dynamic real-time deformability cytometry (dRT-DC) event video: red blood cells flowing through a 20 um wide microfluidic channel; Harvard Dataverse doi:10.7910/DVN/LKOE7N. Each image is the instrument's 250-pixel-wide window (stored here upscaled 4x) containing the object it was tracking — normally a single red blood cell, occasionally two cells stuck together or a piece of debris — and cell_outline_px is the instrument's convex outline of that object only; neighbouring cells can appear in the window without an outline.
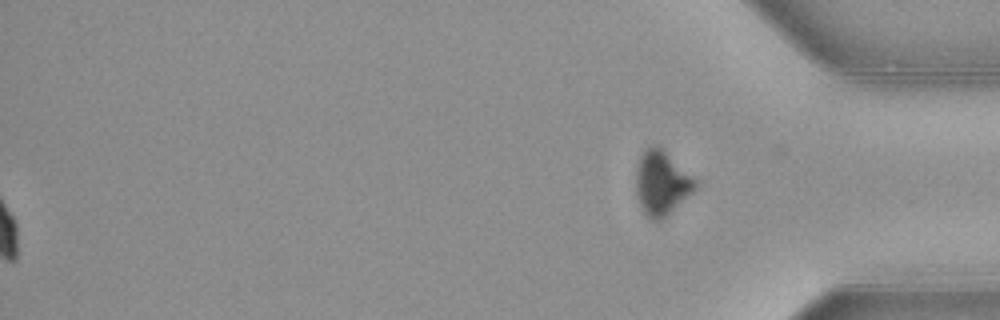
{"species": "common noctule bat (a hibernating species)", "species_latin": "Nyctalus noctula", "temperature_condition": "warm", "stored_images_in_passage": 43, "segment_of_instrument_passage": [2, 2], "camera_frame_rate_fps": 3000, "um_per_image_px": 0.085, "animal": {"sex": "female", "body_mass_g": 21.9}, "frame": {"image": 1, "passage_image": 43, "time_ms": 14.0, "image_size_px": [1000, 320], "cell_outline_px": [[700, 184], [692, 192], [660, 220], [652, 220], [644, 212], [640, 204], [636, 192], [636, 168], [640, 156], [644, 148], [652, 144], [656, 144], [696, 180]], "centroid_in_image_um": [56.2, 15.52], "position_along_channel_um": 379.0, "area_um2": 21.68}}